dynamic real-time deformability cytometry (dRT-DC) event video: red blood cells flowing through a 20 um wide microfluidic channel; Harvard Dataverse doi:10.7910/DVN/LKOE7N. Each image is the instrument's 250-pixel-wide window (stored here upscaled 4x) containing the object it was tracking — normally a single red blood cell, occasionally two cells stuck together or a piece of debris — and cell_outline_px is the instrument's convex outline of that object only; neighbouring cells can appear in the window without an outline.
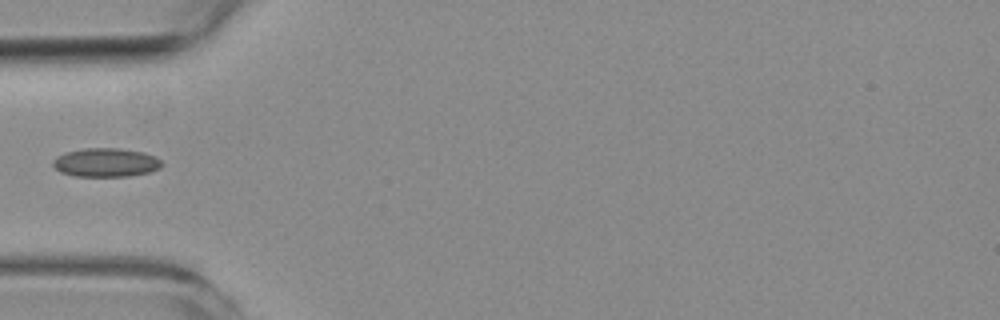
{"species": "common noctule bat (a hibernating species)", "species_latin": "Nyctalus noctula", "temperature_condition": "room temperature", "stored_images_in_passage": 4, "camera_frame_rate_fps": 3000, "um_per_image_px": 0.085, "animal": {"sex": "female", "body_mass_g": 19.3, "forearm_length_mm": 54.1}, "frame": {"image": 1, "passage_image": 1, "time_ms": 0.0, "image_size_px": [1000, 320], "cell_outline_px": [[164, 164], [160, 168], [148, 172], [128, 176], [76, 176], [60, 172], [52, 164], [52, 160], [56, 156], [64, 152], [84, 148], [116, 148], [144, 152], [156, 156]], "centroid_in_image_um": [8.99, 13.8], "position_along_channel_um": 76.0, "area_um2": 18.32}}
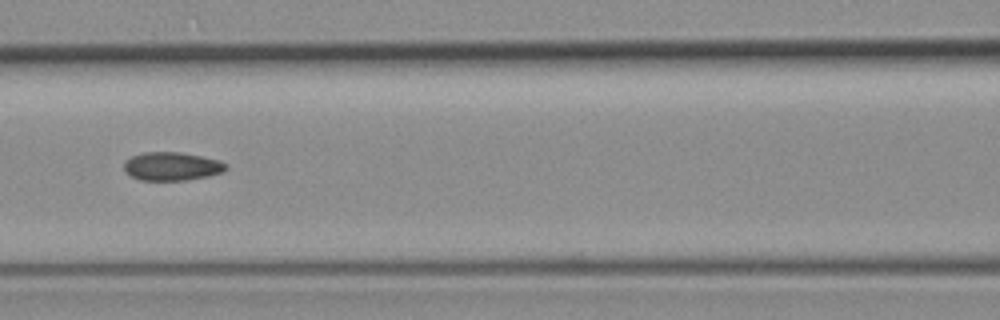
{"frame": {"image": 2, "passage_image": 3, "time_ms": 2.0, "image_size_px": [1000, 320], "cell_outline_px": [[228, 168], [224, 172], [208, 176], [188, 180], [140, 180], [124, 172], [124, 160], [132, 156], [144, 152], [180, 152], [220, 160], [228, 164]], "centroid_in_image_um": [14.62, 14.14], "position_along_channel_um": 152.0, "area_um2": 17.05}}
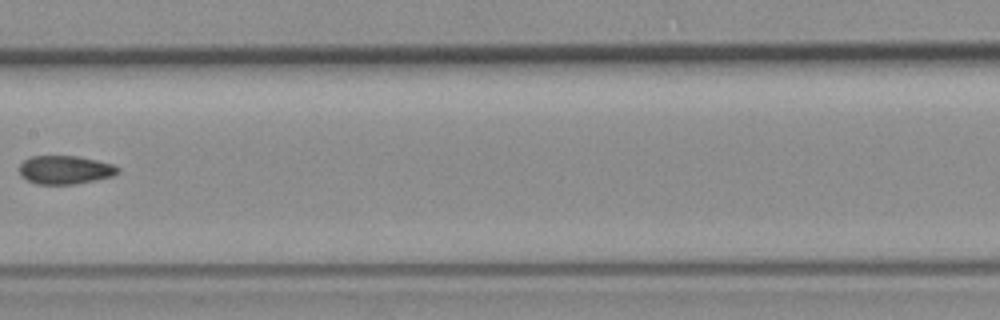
{"frame": {"image": 3, "passage_image": 4, "time_ms": 3.333, "image_size_px": [1000, 320], "cell_outline_px": [[120, 172], [112, 176], [96, 180], [76, 184], [36, 184], [20, 176], [20, 164], [24, 160], [32, 156], [76, 156], [96, 160], [112, 164], [120, 168]], "centroid_in_image_um": [5.54, 14.44], "position_along_channel_um": 201.9, "area_um2": 16.36}}